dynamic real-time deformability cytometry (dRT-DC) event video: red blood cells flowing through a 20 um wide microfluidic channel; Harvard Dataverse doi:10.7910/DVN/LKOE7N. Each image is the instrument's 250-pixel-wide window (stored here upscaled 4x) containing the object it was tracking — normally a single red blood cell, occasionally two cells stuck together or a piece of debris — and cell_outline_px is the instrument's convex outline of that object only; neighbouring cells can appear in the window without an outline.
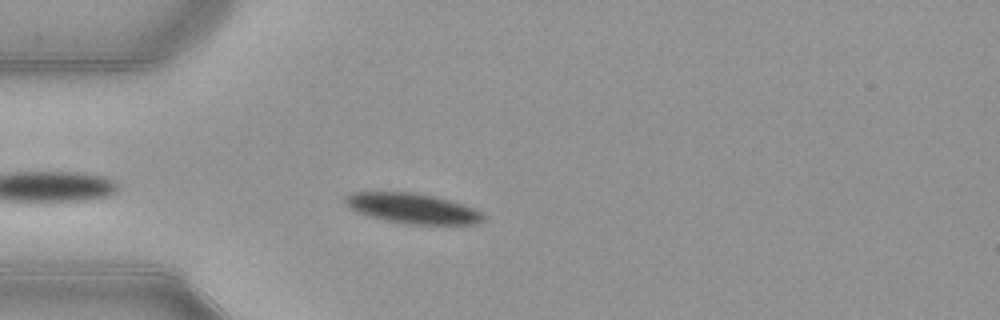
{"species": "common noctule bat (a hibernating species)", "species_latin": "Nyctalus noctula", "temperature_condition": "warm", "stored_images_in_passage": 28, "camera_frame_rate_fps": 3000, "um_per_image_px": 0.085, "animal": {"sex": "female", "body_mass_g": 21.9}, "frame": {"image": 1, "passage_image": 4, "time_ms": 1.0, "image_size_px": [1000, 320], "cell_outline_px": [[484, 220], [476, 224], [408, 224], [384, 220], [368, 216], [356, 212], [348, 208], [344, 204], [344, 196], [352, 192], [416, 192], [436, 196], [464, 204], [484, 212]], "centroid_in_image_um": [35.05, 17.7], "position_along_channel_um": 50.0, "area_um2": 24.68}}
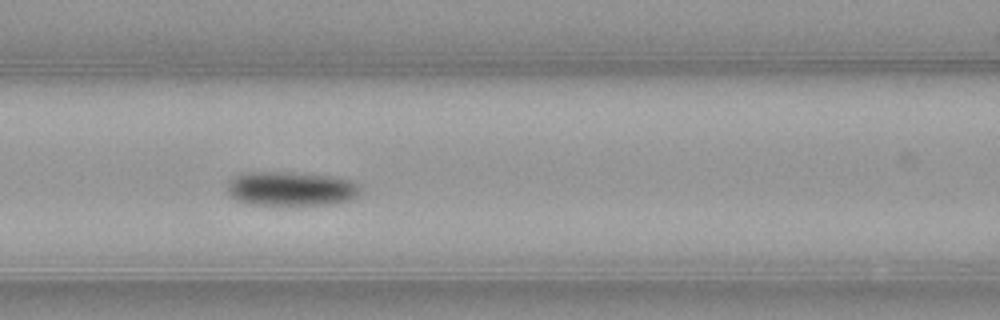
{"frame": {"image": 2, "passage_image": 12, "time_ms": 3.667, "image_size_px": [1000, 320], "cell_outline_px": [[360, 192], [352, 200], [336, 204], [252, 204], [236, 200], [228, 192], [228, 180], [232, 176], [244, 172], [300, 172], [336, 176], [352, 180], [360, 188]], "centroid_in_image_um": [24.76, 16.01], "position_along_channel_um": 141.8, "area_um2": 26.88}}
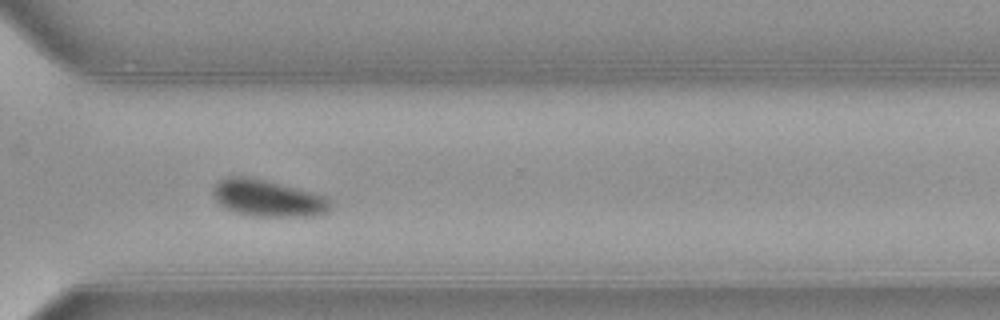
{"frame": {"image": 3, "passage_image": 28, "time_ms": 9.0, "image_size_px": [1000, 320], "cell_outline_px": [[336, 208], [320, 216], [252, 216], [236, 212], [224, 208], [212, 196], [212, 188], [220, 180], [228, 176], [248, 176], [328, 196], [332, 200]], "centroid_in_image_um": [22.84, 16.86], "position_along_channel_um": 347.8, "area_um2": 25.61}}